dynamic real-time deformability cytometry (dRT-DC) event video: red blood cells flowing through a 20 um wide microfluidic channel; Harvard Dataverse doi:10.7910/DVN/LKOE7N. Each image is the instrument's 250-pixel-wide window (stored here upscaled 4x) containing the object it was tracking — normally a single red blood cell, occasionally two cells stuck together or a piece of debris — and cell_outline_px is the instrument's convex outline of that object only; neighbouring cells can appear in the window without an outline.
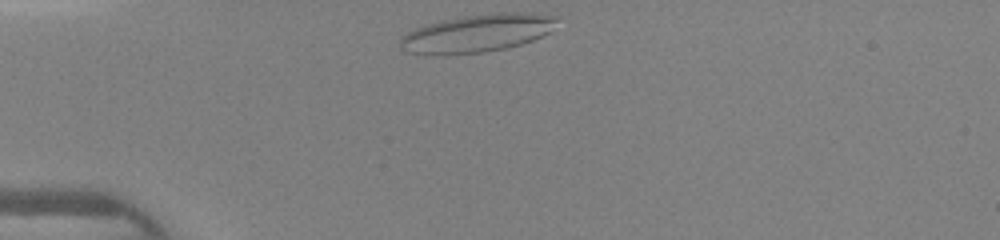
{"species": "human", "species_latin": "Homo sapiens", "temperature_condition": "warm", "stored_images_in_passage": 28, "camera_frame_rate_fps": 3000, "um_per_image_px": 0.085, "donor": {"sex": "female"}, "frame": {"image": 1, "passage_image": 1, "time_ms": 0.0, "image_size_px": [1000, 240], "cell_outline_px": [[560, 16], [548, 32], [532, 40], [508, 48], [484, 52], [436, 56], [404, 52], [400, 48], [400, 36], [424, 24], [440, 20], [464, 16], [500, 12], [532, 12]], "centroid_in_image_um": [40.5, 2.83], "position_along_channel_um": 44.5, "area_um2": 35.08}}
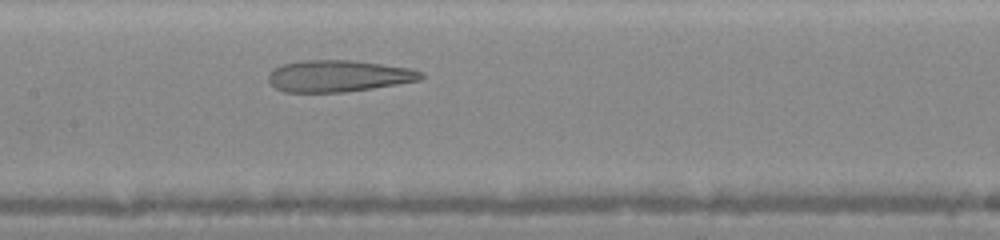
{"frame": {"image": 2, "passage_image": 12, "time_ms": 3.667, "image_size_px": [1000, 240], "cell_outline_px": [[424, 76], [420, 80], [372, 88], [344, 92], [284, 92], [276, 88], [268, 80], [268, 76], [276, 68], [284, 64], [304, 60], [352, 60], [412, 68], [420, 72]], "centroid_in_image_um": [28.78, 6.46], "position_along_channel_um": 178.6, "area_um2": 27.86}}
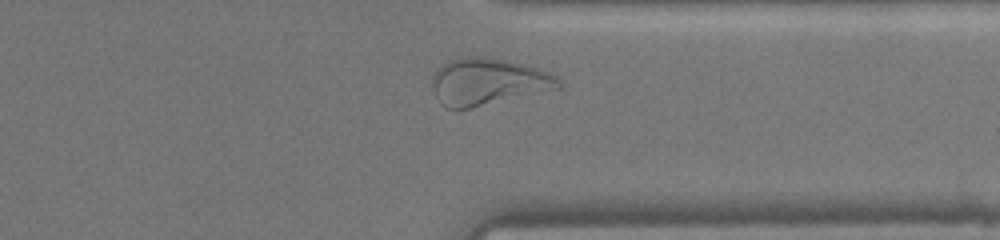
{"frame": {"image": 3, "passage_image": 25, "time_ms": 8.0, "image_size_px": [1000, 240], "cell_outline_px": [[564, 84], [560, 88], [472, 108], [448, 108], [436, 96], [432, 84], [432, 76], [436, 68], [460, 56], [484, 56], [508, 60], [536, 68], [548, 72], [556, 76]], "centroid_in_image_um": [41.49, 6.93], "position_along_channel_um": 369.9, "area_um2": 34.45}}